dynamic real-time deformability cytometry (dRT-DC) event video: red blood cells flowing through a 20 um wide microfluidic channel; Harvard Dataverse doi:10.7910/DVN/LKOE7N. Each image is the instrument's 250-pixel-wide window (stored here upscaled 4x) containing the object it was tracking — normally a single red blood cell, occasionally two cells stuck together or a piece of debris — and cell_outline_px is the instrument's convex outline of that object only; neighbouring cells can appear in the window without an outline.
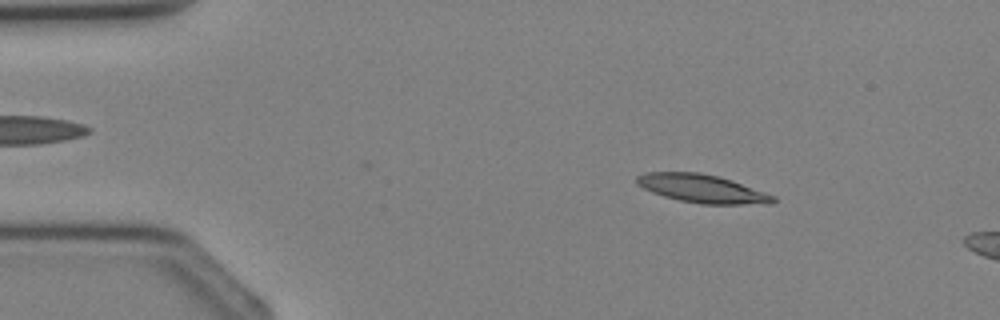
{"species": "Egyptian fruit bat (a non-hibernating species)", "species_latin": "Rousettus aegyptiacus", "temperature_condition": "cold", "stored_images_in_passage": 3, "camera_frame_rate_fps": 3000, "um_per_image_px": 0.085, "animal": {"sex": "female"}, "frame": {"image": 1, "passage_image": 1, "time_ms": 0.0, "image_size_px": [1000, 320], "cell_outline_px": [[776, 200], [772, 204], [700, 204], [680, 200], [664, 196], [652, 192], [636, 184], [636, 176], [644, 172], [700, 172], [720, 176], [732, 180], [776, 196]], "centroid_in_image_um": [59.69, 16.02], "position_along_channel_um": 25.3, "area_um2": 22.6}}